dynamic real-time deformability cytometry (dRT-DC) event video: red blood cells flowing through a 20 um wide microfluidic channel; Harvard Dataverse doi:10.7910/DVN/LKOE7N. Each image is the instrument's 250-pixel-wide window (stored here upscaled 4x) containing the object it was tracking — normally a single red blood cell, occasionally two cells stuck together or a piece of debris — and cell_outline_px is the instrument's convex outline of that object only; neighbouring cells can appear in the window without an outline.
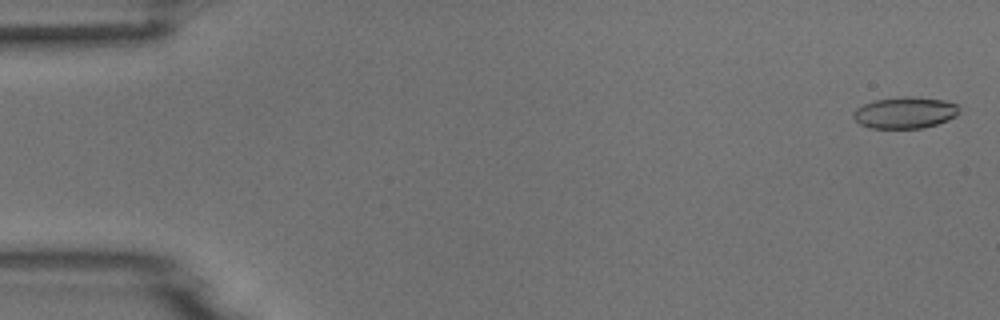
{"species": "common noctule bat (a hibernating species)", "species_latin": "Nyctalus noctula", "temperature_condition": "room temperature", "stored_images_in_passage": 54, "camera_frame_rate_fps": 3000, "um_per_image_px": 0.085, "animal": {"sex": "male", "body_mass_g": 18.8}, "frame": {"image": 1, "passage_image": 2, "time_ms": 0.333, "image_size_px": [1000, 320], "cell_outline_px": [[960, 112], [956, 116], [948, 120], [936, 124], [920, 128], [868, 128], [860, 124], [852, 116], [852, 112], [856, 108], [864, 104], [876, 100], [900, 96], [912, 96], [944, 100], [956, 104], [960, 108]], "centroid_in_image_um": [76.92, 9.57], "position_along_channel_um": 8.1, "area_um2": 19.54}}
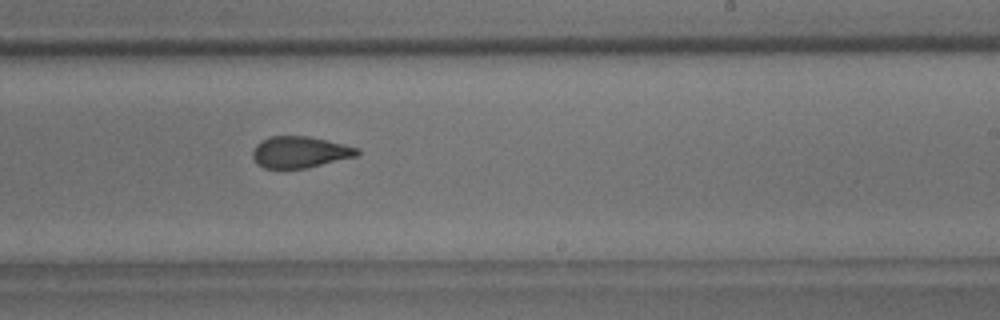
{"frame": {"image": 2, "passage_image": 33, "time_ms": 10.667, "image_size_px": [1000, 320], "cell_outline_px": [[360, 152], [356, 156], [308, 168], [264, 168], [256, 164], [252, 156], [252, 148], [260, 140], [268, 136], [308, 136], [344, 144], [360, 148]], "centroid_in_image_um": [25.45, 12.92], "position_along_channel_um": 263.5, "area_um2": 19.36}}
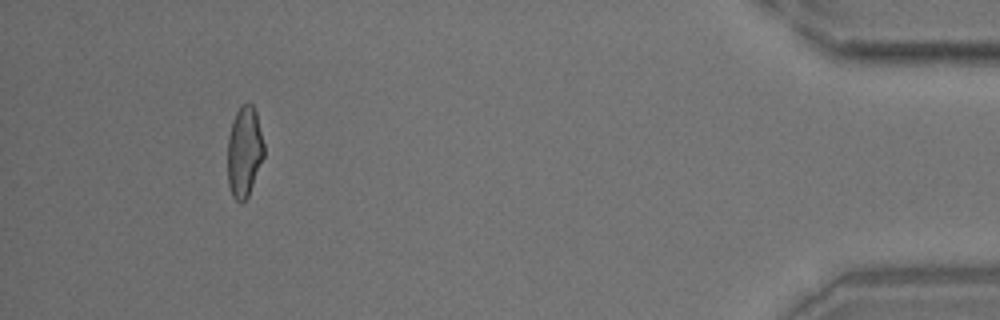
{"frame": {"image": 3, "passage_image": 50, "time_ms": 16.333, "image_size_px": [1000, 320], "cell_outline_px": [[264, 156], [248, 196], [240, 204], [232, 196], [228, 184], [228, 136], [232, 120], [236, 112], [248, 100], [252, 104], [256, 112], [264, 144]], "centroid_in_image_um": [20.76, 12.89], "position_along_channel_um": 414.4, "area_um2": 19.25}}